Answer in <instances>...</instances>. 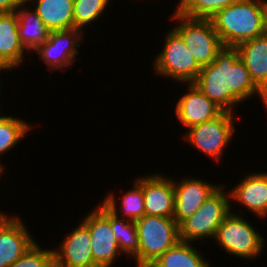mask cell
<instances>
[{"label": "cell", "instance_id": "obj_4", "mask_svg": "<svg viewBox=\"0 0 267 267\" xmlns=\"http://www.w3.org/2000/svg\"><path fill=\"white\" fill-rule=\"evenodd\" d=\"M263 234L257 231L244 215L230 212L218 227L214 238L217 246L223 249L230 257L255 260L262 255L267 245Z\"/></svg>", "mask_w": 267, "mask_h": 267}, {"label": "cell", "instance_id": "obj_30", "mask_svg": "<svg viewBox=\"0 0 267 267\" xmlns=\"http://www.w3.org/2000/svg\"><path fill=\"white\" fill-rule=\"evenodd\" d=\"M9 214L2 212L0 210V223L8 216Z\"/></svg>", "mask_w": 267, "mask_h": 267}, {"label": "cell", "instance_id": "obj_13", "mask_svg": "<svg viewBox=\"0 0 267 267\" xmlns=\"http://www.w3.org/2000/svg\"><path fill=\"white\" fill-rule=\"evenodd\" d=\"M186 85V93L177 98L174 113L185 130L218 117L224 110L205 96L194 83Z\"/></svg>", "mask_w": 267, "mask_h": 267}, {"label": "cell", "instance_id": "obj_23", "mask_svg": "<svg viewBox=\"0 0 267 267\" xmlns=\"http://www.w3.org/2000/svg\"><path fill=\"white\" fill-rule=\"evenodd\" d=\"M0 111V156L11 152L32 131L33 125L21 117L3 114ZM2 113V114H1ZM17 145V146H16ZM3 156L0 157V160ZM0 172L5 175L4 164L0 161Z\"/></svg>", "mask_w": 267, "mask_h": 267}, {"label": "cell", "instance_id": "obj_10", "mask_svg": "<svg viewBox=\"0 0 267 267\" xmlns=\"http://www.w3.org/2000/svg\"><path fill=\"white\" fill-rule=\"evenodd\" d=\"M85 34L77 28L52 31L32 53L39 56L49 71L64 72L66 68L75 66L76 56L80 53L78 48L81 47L80 43L83 44Z\"/></svg>", "mask_w": 267, "mask_h": 267}, {"label": "cell", "instance_id": "obj_21", "mask_svg": "<svg viewBox=\"0 0 267 267\" xmlns=\"http://www.w3.org/2000/svg\"><path fill=\"white\" fill-rule=\"evenodd\" d=\"M15 13L18 19L20 41L24 48L32 53L48 38L50 31L26 1L17 8Z\"/></svg>", "mask_w": 267, "mask_h": 267}, {"label": "cell", "instance_id": "obj_9", "mask_svg": "<svg viewBox=\"0 0 267 267\" xmlns=\"http://www.w3.org/2000/svg\"><path fill=\"white\" fill-rule=\"evenodd\" d=\"M97 205L81 222L89 229L94 263L98 267H112L121 258L122 252L111 230L110 210L101 201Z\"/></svg>", "mask_w": 267, "mask_h": 267}, {"label": "cell", "instance_id": "obj_8", "mask_svg": "<svg viewBox=\"0 0 267 267\" xmlns=\"http://www.w3.org/2000/svg\"><path fill=\"white\" fill-rule=\"evenodd\" d=\"M172 27L183 39L190 53L203 67L211 64L217 53L224 47L210 19L191 18L173 11Z\"/></svg>", "mask_w": 267, "mask_h": 267}, {"label": "cell", "instance_id": "obj_26", "mask_svg": "<svg viewBox=\"0 0 267 267\" xmlns=\"http://www.w3.org/2000/svg\"><path fill=\"white\" fill-rule=\"evenodd\" d=\"M113 1V0H112ZM111 0H74V28L84 32L87 26L101 19ZM103 13V14H102Z\"/></svg>", "mask_w": 267, "mask_h": 267}, {"label": "cell", "instance_id": "obj_28", "mask_svg": "<svg viewBox=\"0 0 267 267\" xmlns=\"http://www.w3.org/2000/svg\"><path fill=\"white\" fill-rule=\"evenodd\" d=\"M25 0H0V14L13 13Z\"/></svg>", "mask_w": 267, "mask_h": 267}, {"label": "cell", "instance_id": "obj_1", "mask_svg": "<svg viewBox=\"0 0 267 267\" xmlns=\"http://www.w3.org/2000/svg\"><path fill=\"white\" fill-rule=\"evenodd\" d=\"M193 83L224 111L236 113L239 104L254 96L267 110V96L252 80L236 47H223L211 64L202 67Z\"/></svg>", "mask_w": 267, "mask_h": 267}, {"label": "cell", "instance_id": "obj_24", "mask_svg": "<svg viewBox=\"0 0 267 267\" xmlns=\"http://www.w3.org/2000/svg\"><path fill=\"white\" fill-rule=\"evenodd\" d=\"M110 225L123 256L133 258L136 267H139V239L135 221L119 218L110 211Z\"/></svg>", "mask_w": 267, "mask_h": 267}, {"label": "cell", "instance_id": "obj_12", "mask_svg": "<svg viewBox=\"0 0 267 267\" xmlns=\"http://www.w3.org/2000/svg\"><path fill=\"white\" fill-rule=\"evenodd\" d=\"M230 193L231 212L243 215L245 212L243 207L247 209L251 214L258 218H267V172H251L240 178L239 183L231 189H228ZM237 203L239 211L235 212L232 203ZM243 212V213H242Z\"/></svg>", "mask_w": 267, "mask_h": 267}, {"label": "cell", "instance_id": "obj_11", "mask_svg": "<svg viewBox=\"0 0 267 267\" xmlns=\"http://www.w3.org/2000/svg\"><path fill=\"white\" fill-rule=\"evenodd\" d=\"M223 184L204 181L195 177H184L180 181L174 178V214L173 219L180 225L192 216L200 206L213 195Z\"/></svg>", "mask_w": 267, "mask_h": 267}, {"label": "cell", "instance_id": "obj_29", "mask_svg": "<svg viewBox=\"0 0 267 267\" xmlns=\"http://www.w3.org/2000/svg\"><path fill=\"white\" fill-rule=\"evenodd\" d=\"M4 71V72H3ZM12 71H14L11 67H9L8 65H5V64H2V63H0V94L2 93V85L3 84H1L2 83V75H1V73L2 74H4V73H9V72H12ZM0 101H1V99H0ZM2 107V105H0V111L2 112L3 111V109L1 108Z\"/></svg>", "mask_w": 267, "mask_h": 267}, {"label": "cell", "instance_id": "obj_7", "mask_svg": "<svg viewBox=\"0 0 267 267\" xmlns=\"http://www.w3.org/2000/svg\"><path fill=\"white\" fill-rule=\"evenodd\" d=\"M139 239V267L150 266L179 239V225L173 218L144 215L135 221Z\"/></svg>", "mask_w": 267, "mask_h": 267}, {"label": "cell", "instance_id": "obj_20", "mask_svg": "<svg viewBox=\"0 0 267 267\" xmlns=\"http://www.w3.org/2000/svg\"><path fill=\"white\" fill-rule=\"evenodd\" d=\"M25 1L33 7L50 32L74 28V0Z\"/></svg>", "mask_w": 267, "mask_h": 267}, {"label": "cell", "instance_id": "obj_6", "mask_svg": "<svg viewBox=\"0 0 267 267\" xmlns=\"http://www.w3.org/2000/svg\"><path fill=\"white\" fill-rule=\"evenodd\" d=\"M236 119L235 113L223 111L218 117L187 129L184 141L219 163L236 133Z\"/></svg>", "mask_w": 267, "mask_h": 267}, {"label": "cell", "instance_id": "obj_15", "mask_svg": "<svg viewBox=\"0 0 267 267\" xmlns=\"http://www.w3.org/2000/svg\"><path fill=\"white\" fill-rule=\"evenodd\" d=\"M142 190L145 215L173 218L174 214V179L166 174H142Z\"/></svg>", "mask_w": 267, "mask_h": 267}, {"label": "cell", "instance_id": "obj_22", "mask_svg": "<svg viewBox=\"0 0 267 267\" xmlns=\"http://www.w3.org/2000/svg\"><path fill=\"white\" fill-rule=\"evenodd\" d=\"M193 245L194 243L178 241L150 267H211L210 262L203 257L204 254Z\"/></svg>", "mask_w": 267, "mask_h": 267}, {"label": "cell", "instance_id": "obj_16", "mask_svg": "<svg viewBox=\"0 0 267 267\" xmlns=\"http://www.w3.org/2000/svg\"><path fill=\"white\" fill-rule=\"evenodd\" d=\"M58 248L53 249L58 267H98L92 256L89 229L82 222L59 242Z\"/></svg>", "mask_w": 267, "mask_h": 267}, {"label": "cell", "instance_id": "obj_17", "mask_svg": "<svg viewBox=\"0 0 267 267\" xmlns=\"http://www.w3.org/2000/svg\"><path fill=\"white\" fill-rule=\"evenodd\" d=\"M28 53L19 38L17 14H0V63L16 71Z\"/></svg>", "mask_w": 267, "mask_h": 267}, {"label": "cell", "instance_id": "obj_5", "mask_svg": "<svg viewBox=\"0 0 267 267\" xmlns=\"http://www.w3.org/2000/svg\"><path fill=\"white\" fill-rule=\"evenodd\" d=\"M165 33L162 50L154 57L152 64L154 74L173 80L179 86L180 83H193L202 67L173 28Z\"/></svg>", "mask_w": 267, "mask_h": 267}, {"label": "cell", "instance_id": "obj_14", "mask_svg": "<svg viewBox=\"0 0 267 267\" xmlns=\"http://www.w3.org/2000/svg\"><path fill=\"white\" fill-rule=\"evenodd\" d=\"M25 223L15 213L0 223V267L12 265L36 242Z\"/></svg>", "mask_w": 267, "mask_h": 267}, {"label": "cell", "instance_id": "obj_32", "mask_svg": "<svg viewBox=\"0 0 267 267\" xmlns=\"http://www.w3.org/2000/svg\"><path fill=\"white\" fill-rule=\"evenodd\" d=\"M2 176L4 177V174L0 172V178H2Z\"/></svg>", "mask_w": 267, "mask_h": 267}, {"label": "cell", "instance_id": "obj_25", "mask_svg": "<svg viewBox=\"0 0 267 267\" xmlns=\"http://www.w3.org/2000/svg\"><path fill=\"white\" fill-rule=\"evenodd\" d=\"M175 12L191 17L211 19L218 11L238 0H178Z\"/></svg>", "mask_w": 267, "mask_h": 267}, {"label": "cell", "instance_id": "obj_19", "mask_svg": "<svg viewBox=\"0 0 267 267\" xmlns=\"http://www.w3.org/2000/svg\"><path fill=\"white\" fill-rule=\"evenodd\" d=\"M136 179V180H135ZM134 179L132 188L122 196L108 191L107 196L101 202L108 210L119 218L136 221L145 215L144 197L142 190V175ZM120 197V202L117 197ZM118 202V203H117ZM120 203V204H119ZM118 207V208H117Z\"/></svg>", "mask_w": 267, "mask_h": 267}, {"label": "cell", "instance_id": "obj_18", "mask_svg": "<svg viewBox=\"0 0 267 267\" xmlns=\"http://www.w3.org/2000/svg\"><path fill=\"white\" fill-rule=\"evenodd\" d=\"M239 58L248 69L252 80L267 93V33L236 46Z\"/></svg>", "mask_w": 267, "mask_h": 267}, {"label": "cell", "instance_id": "obj_27", "mask_svg": "<svg viewBox=\"0 0 267 267\" xmlns=\"http://www.w3.org/2000/svg\"><path fill=\"white\" fill-rule=\"evenodd\" d=\"M54 264L53 248L44 249L35 242L23 256L9 267H51Z\"/></svg>", "mask_w": 267, "mask_h": 267}, {"label": "cell", "instance_id": "obj_3", "mask_svg": "<svg viewBox=\"0 0 267 267\" xmlns=\"http://www.w3.org/2000/svg\"><path fill=\"white\" fill-rule=\"evenodd\" d=\"M226 188L223 184L192 216L179 225L181 241L204 243L211 238L214 240L218 227L231 212L230 193L225 191Z\"/></svg>", "mask_w": 267, "mask_h": 267}, {"label": "cell", "instance_id": "obj_2", "mask_svg": "<svg viewBox=\"0 0 267 267\" xmlns=\"http://www.w3.org/2000/svg\"><path fill=\"white\" fill-rule=\"evenodd\" d=\"M267 0H238L210 20L224 47L237 45L266 33Z\"/></svg>", "mask_w": 267, "mask_h": 267}, {"label": "cell", "instance_id": "obj_31", "mask_svg": "<svg viewBox=\"0 0 267 267\" xmlns=\"http://www.w3.org/2000/svg\"><path fill=\"white\" fill-rule=\"evenodd\" d=\"M266 33H267V11H266Z\"/></svg>", "mask_w": 267, "mask_h": 267}]
</instances>
